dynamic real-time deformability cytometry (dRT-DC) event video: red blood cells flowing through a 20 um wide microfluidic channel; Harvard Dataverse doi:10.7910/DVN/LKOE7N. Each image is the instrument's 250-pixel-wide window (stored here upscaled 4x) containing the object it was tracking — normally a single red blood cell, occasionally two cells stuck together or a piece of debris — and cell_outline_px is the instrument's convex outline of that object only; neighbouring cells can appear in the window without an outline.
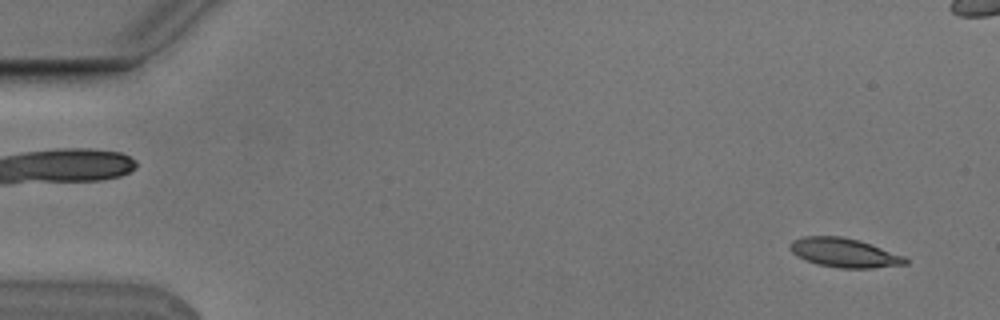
{"species": "Egyptian fruit bat (a non-hibernating species)", "species_latin": "Rousettus aegyptiacus", "temperature_condition": "cold", "stored_images_in_passage": 5, "camera_frame_rate_fps": 3000, "um_per_image_px": 0.085, "animal": {"sex": "male"}, "frame": {"image": 1, "passage_image": 1, "time_ms": 0.0, "image_size_px": [1000, 320], "cell_outline_px": [[908, 264], [872, 268], [840, 268], [816, 264], [804, 260], [796, 256], [788, 248], [788, 244], [792, 240], [804, 236], [840, 236], [860, 240], [904, 256], [908, 260]], "centroid_in_image_um": [71.72, 21.48], "position_along_channel_um": 13.3, "area_um2": 19.77}}